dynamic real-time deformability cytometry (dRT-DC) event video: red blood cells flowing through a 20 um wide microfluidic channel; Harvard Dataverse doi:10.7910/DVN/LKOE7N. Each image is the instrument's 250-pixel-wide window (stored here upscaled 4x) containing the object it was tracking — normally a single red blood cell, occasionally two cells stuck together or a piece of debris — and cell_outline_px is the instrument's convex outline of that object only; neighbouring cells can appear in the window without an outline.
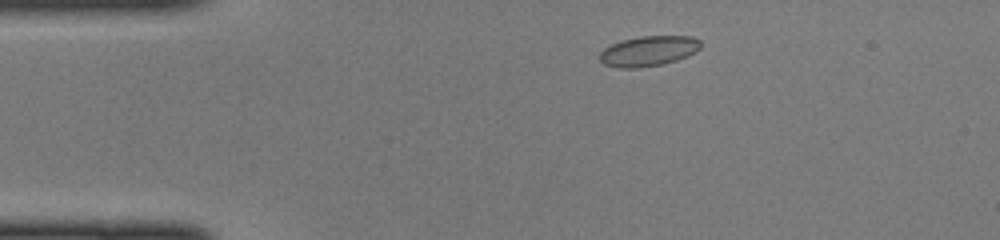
{"species": "common noctule bat (a hibernating species)", "species_latin": "Nyctalus noctula", "temperature_condition": "cold", "stored_images_in_passage": 40, "camera_frame_rate_fps": 3000, "um_per_image_px": 0.085, "animal": {"sex": "female", "body_mass_g": 22.0, "forearm_length_mm": 56.7}, "frame": {"image": 1, "passage_image": 2, "time_ms": 0.333, "image_size_px": [1000, 240], "cell_outline_px": [[700, 48], [696, 52], [688, 56], [676, 60], [660, 64], [640, 68], [620, 68], [604, 64], [600, 60], [600, 52], [604, 48], [612, 44], [624, 40], [640, 36], [692, 36], [700, 40]], "centroid_in_image_um": [55.14, 4.34], "position_along_channel_um": 29.9, "area_um2": 17.69}}
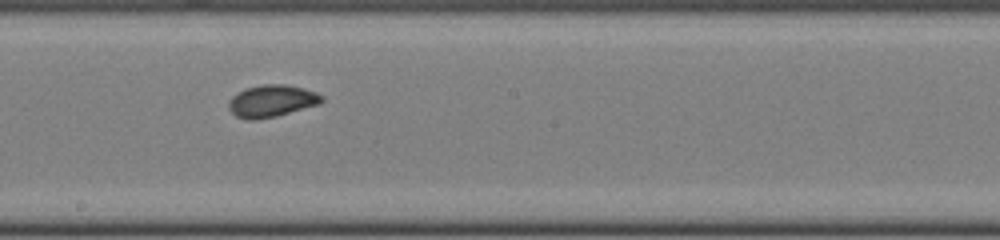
{"frame": {"image": 2, "passage_image": 19, "time_ms": 6.0, "image_size_px": [1000, 240], "cell_outline_px": [[324, 100], [320, 104], [276, 116], [256, 120], [248, 120], [236, 116], [228, 108], [228, 100], [236, 92], [244, 88], [264, 84], [284, 84], [304, 88], [316, 92], [324, 96]], "centroid_in_image_um": [23.08, 8.57], "position_along_channel_um": 225.1, "area_um2": 17.63}}
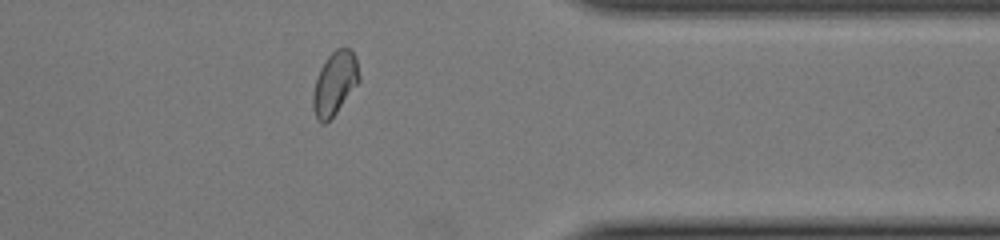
{"frame": {"image": 3, "passage_image": 31, "time_ms": 10.0, "image_size_px": [1000, 240], "cell_outline_px": [[360, 80], [336, 112], [324, 124], [320, 124], [316, 120], [312, 108], [312, 96], [316, 80], [320, 68], [328, 56], [336, 48], [352, 48], [356, 56], [360, 76]], "centroid_in_image_um": [28.45, 7.07], "position_along_channel_um": 383.0, "area_um2": 17.05}}